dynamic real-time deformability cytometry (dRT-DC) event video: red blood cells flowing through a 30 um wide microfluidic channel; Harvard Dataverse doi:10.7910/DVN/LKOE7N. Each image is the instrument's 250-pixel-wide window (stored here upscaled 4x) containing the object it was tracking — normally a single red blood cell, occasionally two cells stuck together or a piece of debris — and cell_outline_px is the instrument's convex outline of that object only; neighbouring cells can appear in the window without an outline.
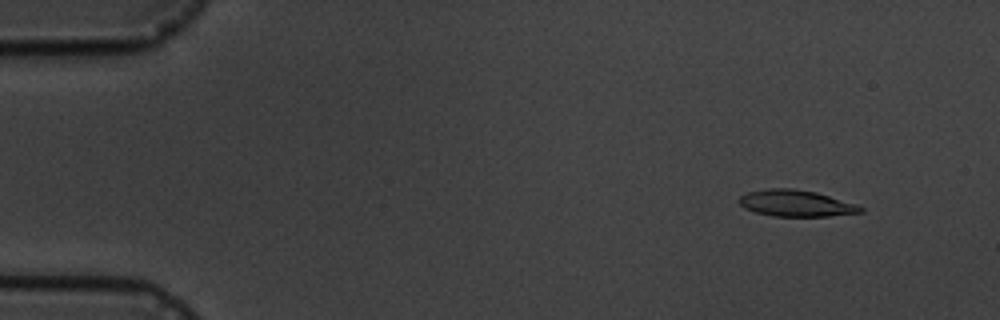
{"species": "common noctule bat (a hibernating species)", "species_latin": "Nyctalus noctula", "temperature_condition": "cold", "stored_images_in_passage": 9, "camera_frame_rate_fps": 3000, "um_per_image_px": 0.085, "animal": {"sex": "male", "body_mass_g": 19.5, "forearm_length_mm": 54.6}, "frame": {"image": 1, "passage_image": 2, "time_ms": 1.0, "image_size_px": [1000, 320], "cell_outline_px": [[864, 212], [828, 216], [772, 216], [756, 212], [744, 208], [736, 200], [740, 196], [748, 192], [768, 188], [792, 188], [816, 192], [856, 204], [864, 208]], "centroid_in_image_um": [67.64, 17.28], "position_along_channel_um": 17.4, "area_um2": 18.73}}
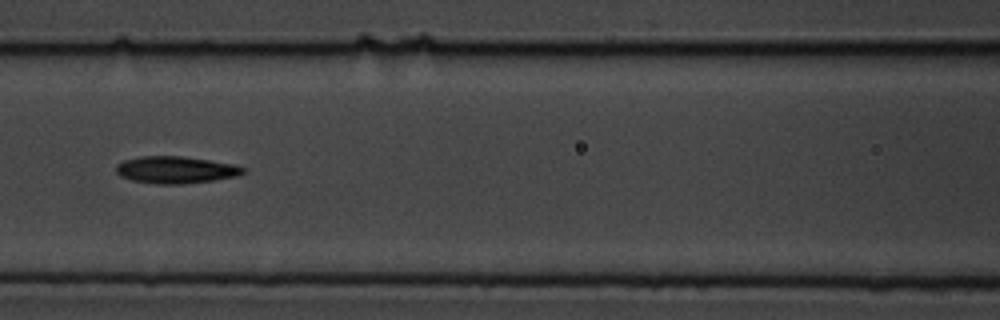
{"frame": {"image": 2, "passage_image": 7, "time_ms": 7.667, "image_size_px": [1000, 320], "cell_outline_px": [[244, 172], [236, 176], [212, 180], [184, 184], [160, 184], [132, 180], [120, 176], [116, 172], [116, 164], [124, 160], [140, 156], [180, 156], [208, 160], [232, 164], [244, 168]], "centroid_in_image_um": [14.88, 14.43], "position_along_channel_um": 151.7, "area_um2": 19.77}}
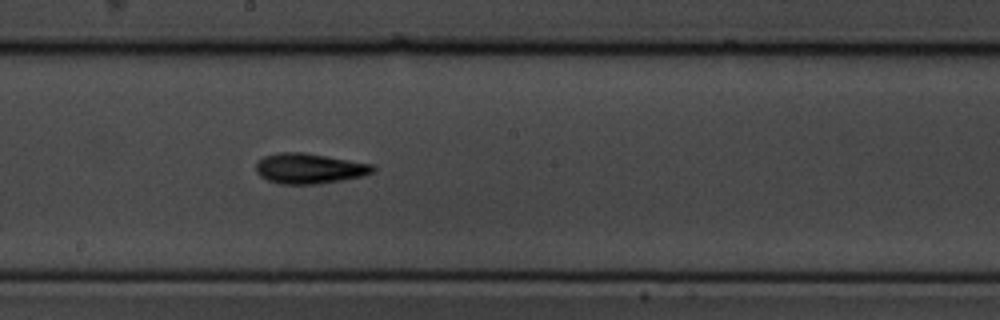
{"frame": {"image": 3, "passage_image": 9, "time_ms": 9.667, "image_size_px": [1000, 320], "cell_outline_px": [[376, 168], [372, 172], [360, 176], [340, 180], [316, 184], [280, 184], [268, 180], [260, 176], [256, 172], [256, 164], [264, 156], [280, 152], [304, 152], [372, 164]], "centroid_in_image_um": [26.25, 14.31], "position_along_channel_um": 221.9, "area_um2": 20.4}}